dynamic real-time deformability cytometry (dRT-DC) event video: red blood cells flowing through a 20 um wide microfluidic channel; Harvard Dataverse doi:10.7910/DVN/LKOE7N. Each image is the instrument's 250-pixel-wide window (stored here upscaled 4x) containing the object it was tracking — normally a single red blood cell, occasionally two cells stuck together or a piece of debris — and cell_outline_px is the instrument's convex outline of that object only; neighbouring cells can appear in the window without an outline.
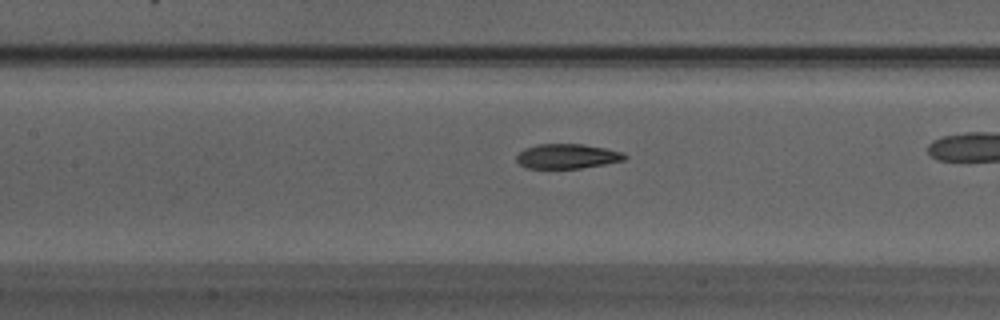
{"species": "Egyptian fruit bat (a non-hibernating species)", "species_latin": "Rousettus aegyptiacus", "temperature_condition": "warm", "stored_images_in_passage": 38, "camera_frame_rate_fps": 3000, "um_per_image_px": 0.085, "animal": {"sex": "male"}, "frame": {"image": 1, "passage_image": 22, "time_ms": 7.0, "image_size_px": [1000, 320], "cell_outline_px": [[628, 156], [624, 160], [604, 164], [580, 168], [528, 168], [520, 164], [516, 160], [516, 156], [524, 148], [536, 144], [584, 144], [604, 148], [620, 152]], "centroid_in_image_um": [48.18, 13.27], "position_along_channel_um": 159.2, "area_um2": 15.43}}